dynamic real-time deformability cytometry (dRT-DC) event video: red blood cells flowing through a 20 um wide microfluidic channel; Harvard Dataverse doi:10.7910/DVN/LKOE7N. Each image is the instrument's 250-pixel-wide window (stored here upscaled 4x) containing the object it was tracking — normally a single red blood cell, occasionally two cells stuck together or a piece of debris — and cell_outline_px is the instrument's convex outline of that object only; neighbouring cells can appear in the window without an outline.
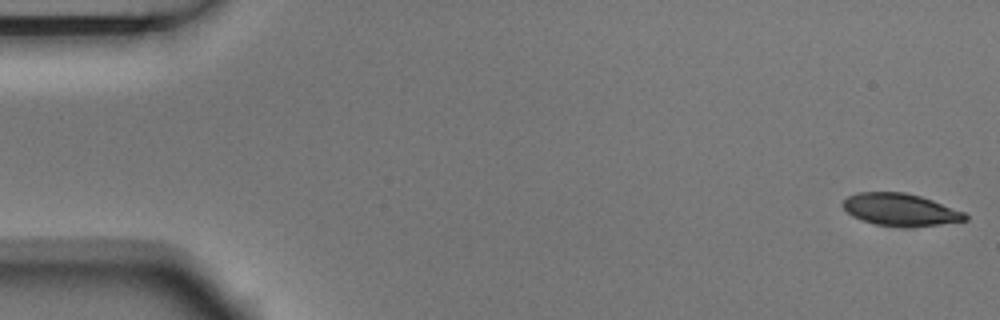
{"species": "Egyptian fruit bat (a non-hibernating species)", "species_latin": "Rousettus aegyptiacus", "temperature_condition": "room temperature", "stored_images_in_passage": 4, "camera_frame_rate_fps": 3000, "um_per_image_px": 0.085, "animal": {"sex": "male"}, "frame": {"image": 1, "passage_image": 1, "time_ms": 0.0, "image_size_px": [1000, 320], "cell_outline_px": [[968, 220], [940, 224], [904, 228], [900, 228], [876, 224], [860, 220], [852, 216], [844, 208], [844, 200], [848, 196], [856, 192], [904, 192], [920, 196], [932, 200], [964, 212], [968, 216]], "centroid_in_image_um": [76.53, 17.83], "position_along_channel_um": 8.5, "area_um2": 23.06}}
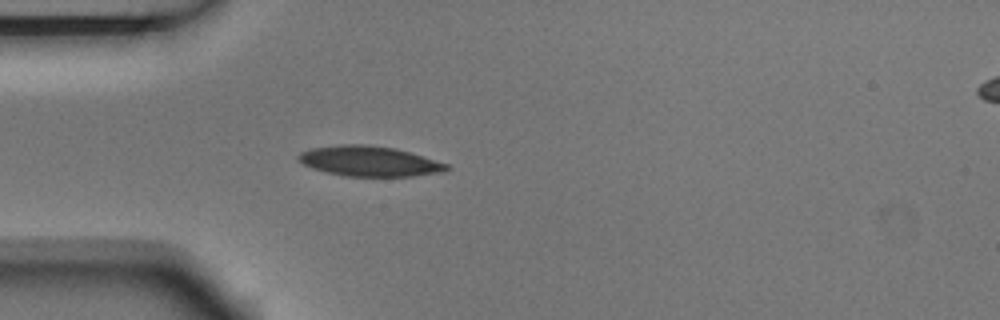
{"frame": {"image": 2, "passage_image": 4, "time_ms": 1.0, "image_size_px": [1000, 320], "cell_outline_px": [[452, 168], [444, 172], [412, 176], [344, 176], [312, 168], [296, 160], [296, 156], [300, 152], [308, 148], [340, 144], [368, 144], [396, 148], [448, 164]], "centroid_in_image_um": [31.37, 13.69], "position_along_channel_um": 53.6, "area_um2": 26.3}}